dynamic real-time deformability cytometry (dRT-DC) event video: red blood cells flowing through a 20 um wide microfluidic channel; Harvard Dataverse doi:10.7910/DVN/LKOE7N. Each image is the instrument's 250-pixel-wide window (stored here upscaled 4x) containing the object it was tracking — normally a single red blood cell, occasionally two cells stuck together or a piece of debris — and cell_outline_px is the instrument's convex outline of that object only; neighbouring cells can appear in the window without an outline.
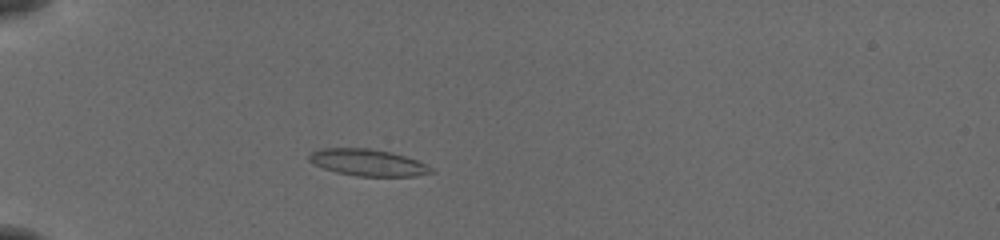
{"species": "common noctule bat (a hibernating species)", "species_latin": "Nyctalus noctula", "temperature_condition": "cold", "stored_images_in_passage": 48, "camera_frame_rate_fps": 3000, "um_per_image_px": 0.085, "animal": {"sex": "female", "body_mass_g": 19.5, "forearm_length_mm": 54.1}, "frame": {"image": 1, "passage_image": 11, "time_ms": 3.333, "image_size_px": [1000, 240], "cell_outline_px": [[436, 172], [416, 176], [356, 176], [336, 172], [312, 164], [308, 160], [308, 156], [312, 152], [324, 148], [368, 148], [392, 152], [416, 160], [432, 168]], "centroid_in_image_um": [31.26, 13.82], "position_along_channel_um": 53.7, "area_um2": 18.96}}
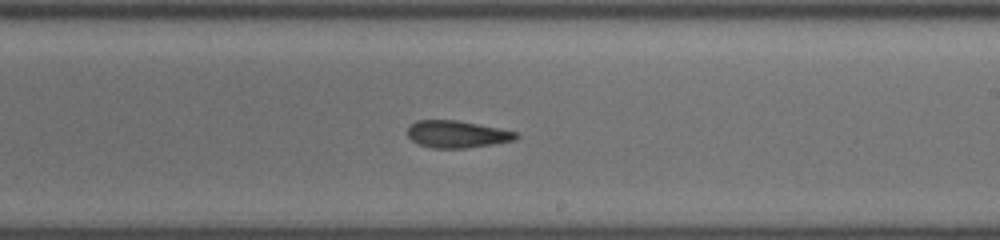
{"frame": {"image": 2, "passage_image": 28, "time_ms": 9.0, "image_size_px": [1000, 240], "cell_outline_px": [[520, 136], [516, 140], [492, 144], [464, 148], [432, 148], [420, 144], [412, 140], [408, 136], [408, 128], [416, 120], [456, 120], [500, 128], [516, 132]], "centroid_in_image_um": [38.87, 11.4], "position_along_channel_um": 250.1, "area_um2": 17.05}}
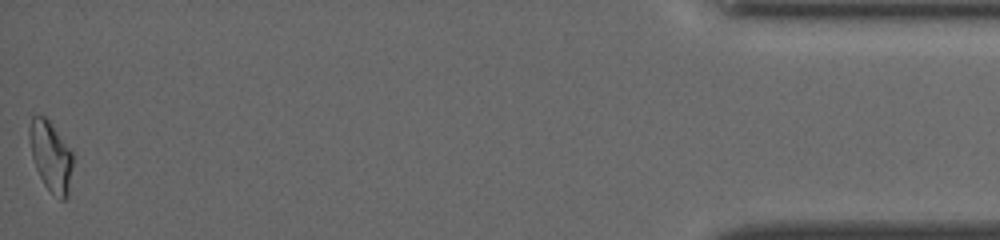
{"frame": {"image": 3, "passage_image": 48, "time_ms": 15.667, "image_size_px": [1000, 240], "cell_outline_px": [[72, 164], [68, 196], [64, 200], [60, 200], [44, 184], [36, 168], [32, 156], [28, 136], [28, 128], [32, 116], [44, 116], [52, 124], [72, 152]], "centroid_in_image_um": [4.3, 13.27], "position_along_channel_um": 430.9, "area_um2": 17.51}, "authors_computed_cell_mechanics": {"area_um2": 18.0047, "velocity_mm_per_s": 3.8779, "shape_relaxation_time_tau1_ms": 9.7558, "shape_relaxation_time_tau2_ms": 7.429, "deformation_change_tau1": 0.2162, "deformation_change_tau2": 0.1419}}